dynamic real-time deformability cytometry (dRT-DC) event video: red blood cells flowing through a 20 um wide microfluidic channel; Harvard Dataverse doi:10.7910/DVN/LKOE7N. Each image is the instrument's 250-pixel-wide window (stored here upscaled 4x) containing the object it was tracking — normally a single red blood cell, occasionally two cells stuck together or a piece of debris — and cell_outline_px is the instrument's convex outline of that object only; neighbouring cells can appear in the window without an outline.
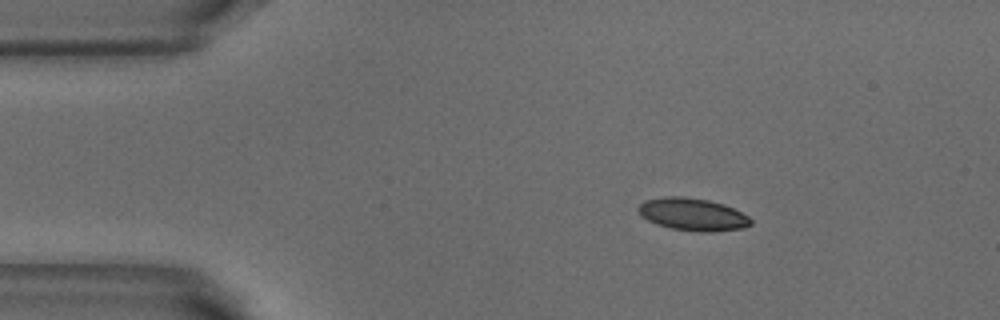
{"species": "common noctule bat (a hibernating species)", "species_latin": "Nyctalus noctula", "temperature_condition": "warm", "stored_images_in_passage": 3, "camera_frame_rate_fps": 3000, "um_per_image_px": 0.085, "animal": {"sex": "male", "body_mass_g": 18.8}, "frame": {"image": 1, "passage_image": 1, "time_ms": 0.0, "image_size_px": [1000, 320], "cell_outline_px": [[752, 224], [744, 228], [712, 232], [700, 232], [672, 228], [656, 224], [640, 216], [636, 208], [644, 200], [664, 196], [684, 196], [708, 200], [724, 204], [748, 216], [752, 220]], "centroid_in_image_um": [58.85, 18.22], "position_along_channel_um": 26.1, "area_um2": 21.44}}
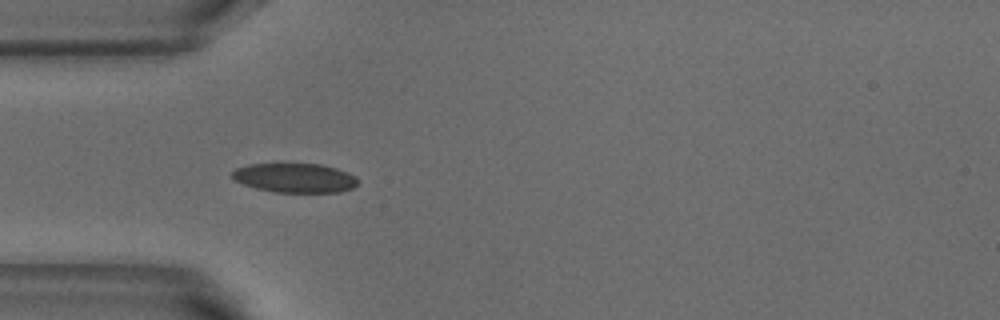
{"frame": {"image": 2, "passage_image": 3, "time_ms": 0.667, "image_size_px": [1000, 320], "cell_outline_px": [[360, 180], [352, 188], [340, 192], [276, 192], [256, 188], [244, 184], [236, 180], [232, 176], [232, 172], [236, 168], [248, 164], [320, 164], [336, 168], [348, 172], [356, 176]], "centroid_in_image_um": [25.1, 15.12], "position_along_channel_um": 59.9, "area_um2": 21.39}}